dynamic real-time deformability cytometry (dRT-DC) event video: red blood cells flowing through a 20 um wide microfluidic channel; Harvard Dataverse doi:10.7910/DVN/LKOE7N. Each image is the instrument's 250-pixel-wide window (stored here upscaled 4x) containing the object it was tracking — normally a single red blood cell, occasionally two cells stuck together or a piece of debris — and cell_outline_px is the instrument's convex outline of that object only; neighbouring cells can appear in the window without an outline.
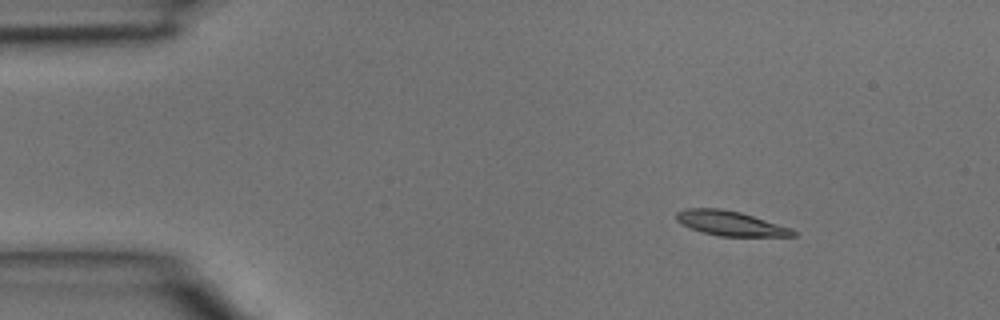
{"species": "common noctule bat (a hibernating species)", "species_latin": "Nyctalus noctula", "temperature_condition": "room temperature", "stored_images_in_passage": 3, "camera_frame_rate_fps": 3000, "um_per_image_px": 0.085, "animal": {"sex": "male", "body_mass_g": 15.6}, "frame": {"image": 1, "passage_image": 1, "time_ms": 0.0, "image_size_px": [1000, 320], "cell_outline_px": [[796, 236], [720, 236], [704, 232], [680, 224], [676, 220], [676, 212], [684, 208], [720, 208], [740, 212], [792, 228], [796, 232]], "centroid_in_image_um": [62.06, 18.97], "position_along_channel_um": 22.9, "area_um2": 16.7}}
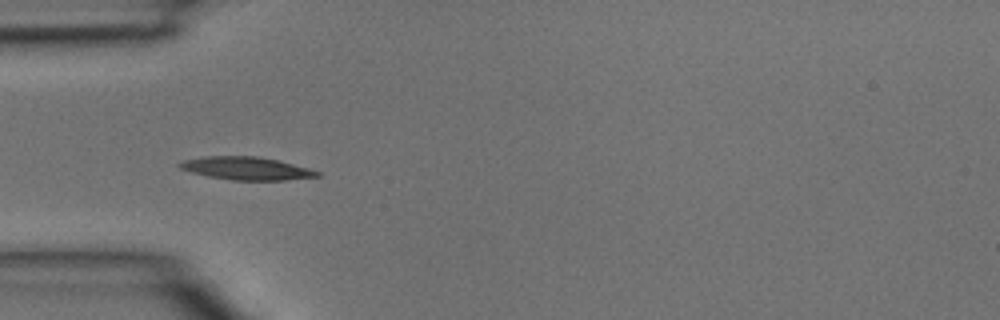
{"frame": {"image": 2, "passage_image": 3, "time_ms": 0.667, "image_size_px": [1000, 320], "cell_outline_px": [[320, 176], [284, 180], [232, 180], [208, 176], [192, 172], [180, 168], [176, 164], [184, 160], [208, 156], [256, 156], [280, 160], [308, 168], [320, 172]], "centroid_in_image_um": [20.95, 14.31], "position_along_channel_um": 64.0, "area_um2": 18.26}}